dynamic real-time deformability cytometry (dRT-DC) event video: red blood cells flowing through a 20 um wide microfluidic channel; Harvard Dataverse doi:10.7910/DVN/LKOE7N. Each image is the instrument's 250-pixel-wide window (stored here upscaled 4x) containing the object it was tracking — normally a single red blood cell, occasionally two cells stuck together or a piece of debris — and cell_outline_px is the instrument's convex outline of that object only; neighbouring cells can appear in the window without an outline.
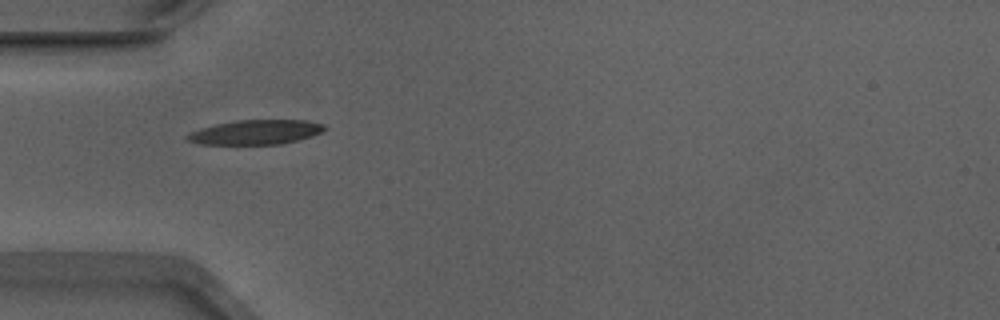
{"species": "Egyptian fruit bat (a non-hibernating species)", "species_latin": "Rousettus aegyptiacus", "temperature_condition": "warm", "stored_images_in_passage": 38, "camera_frame_rate_fps": 3000, "um_per_image_px": 0.085, "animal": {"sex": "male"}, "frame": {"image": 1, "passage_image": 1, "time_ms": 0.0, "image_size_px": [1000, 320], "cell_outline_px": [[328, 128], [312, 136], [280, 144], [200, 144], [188, 140], [184, 136], [200, 128], [216, 124], [236, 120], [304, 120], [324, 124]], "centroid_in_image_um": [21.74, 11.23], "position_along_channel_um": 63.3, "area_um2": 19.48}}
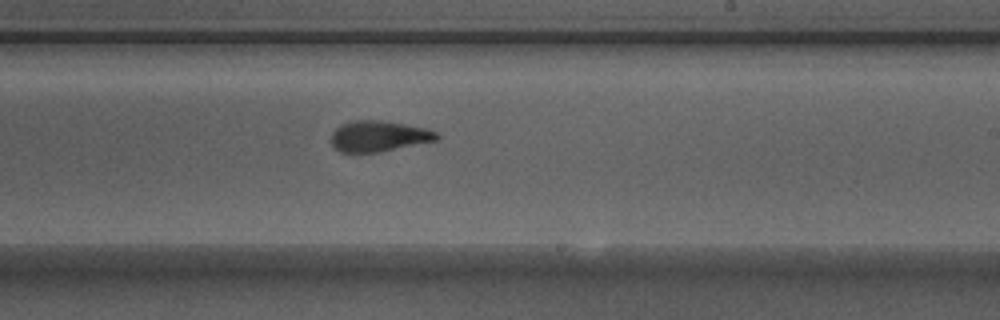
{"frame": {"image": 2, "passage_image": 16, "time_ms": 5.0, "image_size_px": [1000, 320], "cell_outline_px": [[440, 136], [436, 140], [380, 152], [340, 152], [332, 148], [332, 132], [340, 124], [356, 120], [380, 120], [404, 124], [424, 128], [436, 132]], "centroid_in_image_um": [32.15, 11.58], "position_along_channel_um": 256.9, "area_um2": 18.84}}
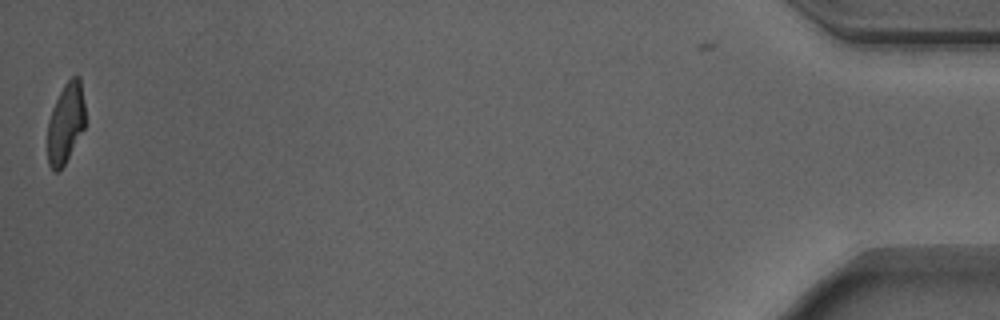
{"frame": {"image": 3, "passage_image": 37, "time_ms": 12.0, "image_size_px": [1000, 320], "cell_outline_px": [[84, 128], [64, 164], [56, 172], [48, 164], [48, 120], [52, 108], [64, 84], [72, 76], [80, 76], [84, 104]], "centroid_in_image_um": [5.57, 10.43], "position_along_channel_um": 429.6, "area_um2": 17.28}, "authors_computed_cell_mechanics": {"area_um2": 19.363, "velocity_mm_per_s": 3.8962, "shape_relaxation_time_tau1_ms": 5.4566, "shape_relaxation_time_tau2_ms": 1.0734, "deformation_change_tau1": 0.234, "deformation_change_tau2": 0.0875}}